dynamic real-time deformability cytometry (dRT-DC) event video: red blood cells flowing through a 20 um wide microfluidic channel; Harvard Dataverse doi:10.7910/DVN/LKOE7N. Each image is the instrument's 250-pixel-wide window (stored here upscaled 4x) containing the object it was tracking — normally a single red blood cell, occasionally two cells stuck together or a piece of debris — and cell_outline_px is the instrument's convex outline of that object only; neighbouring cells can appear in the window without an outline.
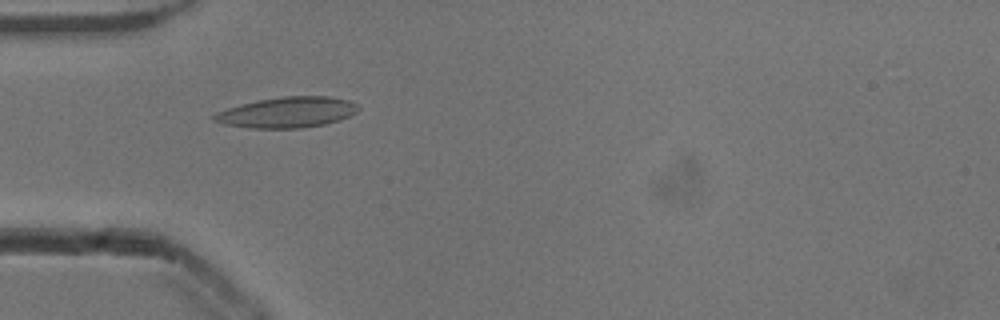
{"species": "common noctule bat (a hibernating species)", "species_latin": "Nyctalus noctula", "temperature_condition": "cold", "stored_images_in_passage": 40, "camera_frame_rate_fps": 3000, "um_per_image_px": 0.085, "animal": {"sex": "male", "body_mass_g": 13.3}, "frame": {"image": 1, "passage_image": 3, "time_ms": 0.667, "image_size_px": [1000, 320], "cell_outline_px": [[360, 108], [356, 112], [348, 116], [324, 124], [300, 128], [252, 128], [224, 124], [212, 120], [212, 116], [216, 112], [240, 104], [280, 96], [328, 96], [348, 100], [356, 104]], "centroid_in_image_um": [24.38, 9.54], "position_along_channel_um": 60.6, "area_um2": 25.55}}
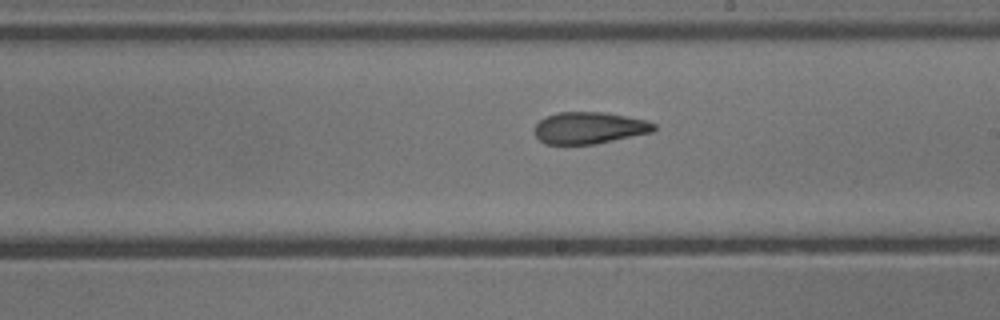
{"frame": {"image": 2, "passage_image": 17, "time_ms": 5.333, "image_size_px": [1000, 320], "cell_outline_px": [[656, 128], [652, 132], [596, 144], [544, 144], [532, 132], [532, 128], [544, 116], [556, 112], [604, 112], [644, 120], [656, 124]], "centroid_in_image_um": [50.02, 10.87], "position_along_channel_um": 239.0, "area_um2": 22.25}}
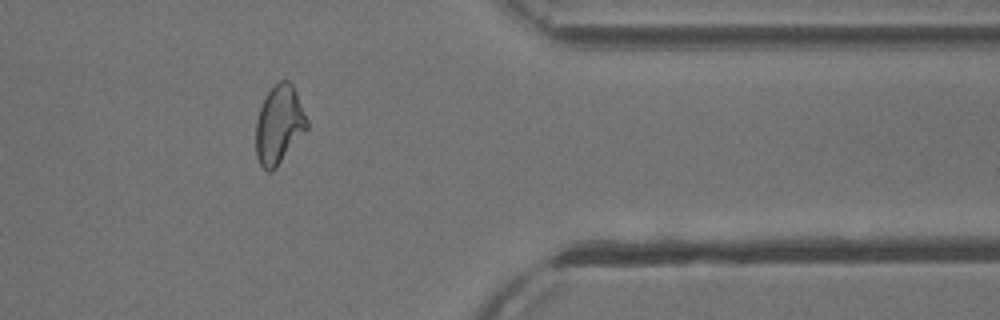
{"frame": {"image": 3, "passage_image": 30, "time_ms": 9.667, "image_size_px": [1000, 320], "cell_outline_px": [[308, 128], [276, 168], [272, 172], [268, 172], [260, 164], [256, 156], [256, 120], [264, 96], [272, 84], [280, 80], [288, 80], [292, 84], [296, 92], [308, 120]], "centroid_in_image_um": [23.71, 10.58], "position_along_channel_um": 387.7, "area_um2": 23.52}, "authors_computed_cell_mechanics": {"area_um2": 23.2934, "velocity_mm_per_s": 3.8512, "shape_relaxation_time_tau1_ms": null, "shape_relaxation_time_tau2_ms": 2.3434, "deformation_change_tau1": null, "deformation_change_tau2": 0.1036}}